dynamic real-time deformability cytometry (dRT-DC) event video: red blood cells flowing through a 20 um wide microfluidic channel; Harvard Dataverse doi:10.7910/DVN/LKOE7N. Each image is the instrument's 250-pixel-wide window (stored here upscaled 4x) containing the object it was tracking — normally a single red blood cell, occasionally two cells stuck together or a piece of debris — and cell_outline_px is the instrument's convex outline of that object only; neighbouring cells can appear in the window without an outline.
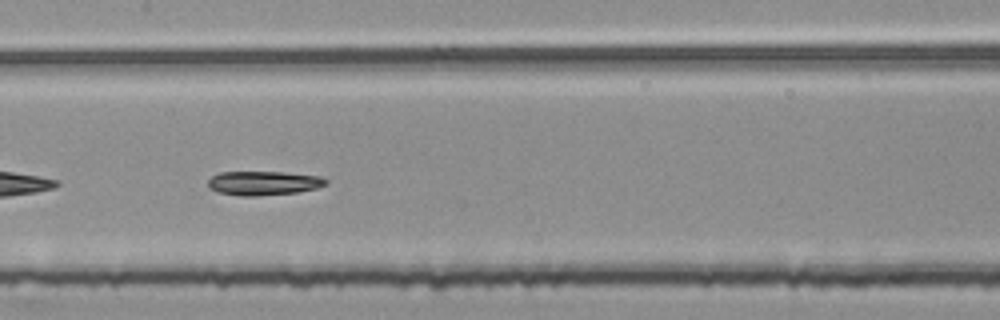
{"species": "common noctule bat (a hibernating species)", "species_latin": "Nyctalus noctula", "temperature_condition": "room temperature", "stored_images_in_passage": 36, "camera_frame_rate_fps": 3000, "um_per_image_px": 0.085, "animal": {"sex": "female", "body_mass_g": 25.1}, "frame": {"image": 1, "passage_image": 11, "time_ms": 3.333, "image_size_px": [1000, 320], "cell_outline_px": [[328, 184], [316, 188], [296, 192], [256, 196], [240, 196], [216, 192], [208, 188], [208, 180], [212, 176], [220, 172], [284, 172], [320, 176], [328, 180]], "centroid_in_image_um": [22.38, 15.56], "position_along_channel_um": 185.0, "area_um2": 16.65}}
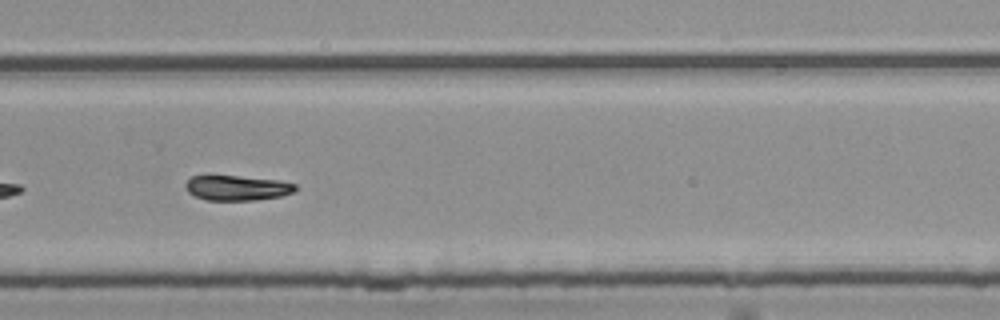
{"frame": {"image": 2, "passage_image": 21, "time_ms": 6.667, "image_size_px": [1000, 320], "cell_outline_px": [[296, 188], [292, 192], [280, 196], [256, 200], [204, 200], [188, 192], [184, 184], [192, 176], [236, 176], [276, 180], [296, 184]], "centroid_in_image_um": [20.12, 15.98], "position_along_channel_um": 309.7, "area_um2": 15.78}, "authors_computed_cell_mechanics": {"area_um2": 16.5308, "velocity_mm_per_s": 3.7639, "shape_relaxation_time_tau1_ms": 5.2728, "shape_relaxation_time_tau2_ms": null, "deformation_change_tau1": 0.1863, "deformation_change_tau2": null}}